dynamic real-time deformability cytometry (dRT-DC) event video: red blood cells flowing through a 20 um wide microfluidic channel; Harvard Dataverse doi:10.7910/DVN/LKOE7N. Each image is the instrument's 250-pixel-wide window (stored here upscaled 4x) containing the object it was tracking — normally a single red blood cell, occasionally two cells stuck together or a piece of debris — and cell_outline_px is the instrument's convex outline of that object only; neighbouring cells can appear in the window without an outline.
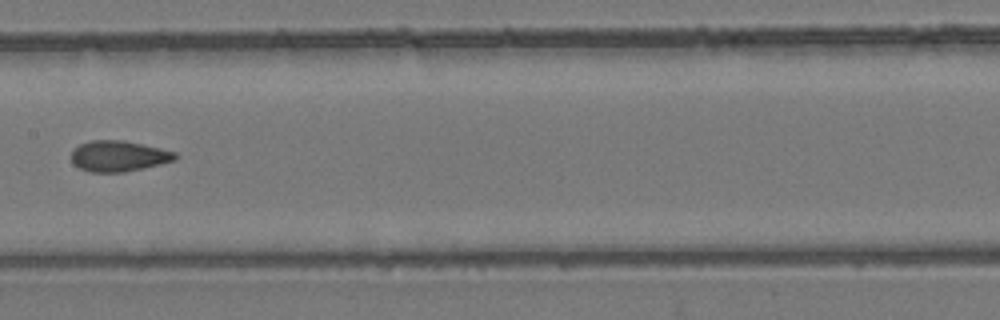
{"species": "common noctule bat (a hibernating species)", "species_latin": "Nyctalus noctula", "temperature_condition": "room temperature", "stored_images_in_passage": 12, "camera_frame_rate_fps": 3000, "um_per_image_px": 0.085, "animal": {"sex": "female", "body_mass_g": 24.6, "forearm_length_mm": 56.2}, "frame": {"image": 1, "passage_image": 12, "time_ms": 13.333, "image_size_px": [1000, 320], "cell_outline_px": [[180, 156], [176, 160], [160, 164], [124, 172], [88, 172], [72, 164], [72, 152], [80, 144], [92, 140], [124, 140], [160, 148], [176, 152]], "centroid_in_image_um": [10.1, 13.27], "position_along_channel_um": 197.3, "area_um2": 18.67}}